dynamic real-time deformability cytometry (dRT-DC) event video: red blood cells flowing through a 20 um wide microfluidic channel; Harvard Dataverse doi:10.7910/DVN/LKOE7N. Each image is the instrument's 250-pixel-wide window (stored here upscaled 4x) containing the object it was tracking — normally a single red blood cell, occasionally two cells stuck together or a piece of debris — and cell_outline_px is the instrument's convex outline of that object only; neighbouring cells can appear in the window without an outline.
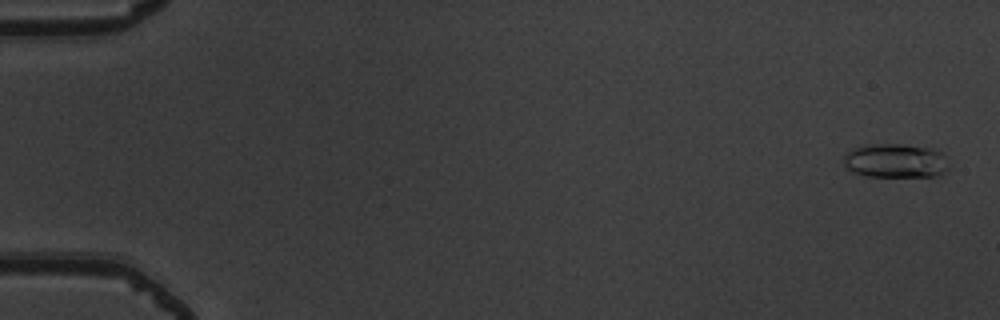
{"species": "common noctule bat (a hibernating species)", "species_latin": "Nyctalus noctula", "temperature_condition": "warm", "stored_images_in_passage": 54, "camera_frame_rate_fps": 3000, "um_per_image_px": 0.085, "animal": {"sex": "male", "body_mass_g": 19.5, "forearm_length_mm": 54.6}, "frame": {"image": 1, "passage_image": 2, "time_ms": 0.333, "image_size_px": [1000, 320], "cell_outline_px": [[948, 172], [936, 176], [868, 176], [852, 172], [844, 164], [844, 156], [852, 148], [864, 144], [900, 144], [936, 148], [944, 152], [948, 168]], "centroid_in_image_um": [76.16, 13.65], "position_along_channel_um": 8.8, "area_um2": 21.21}}
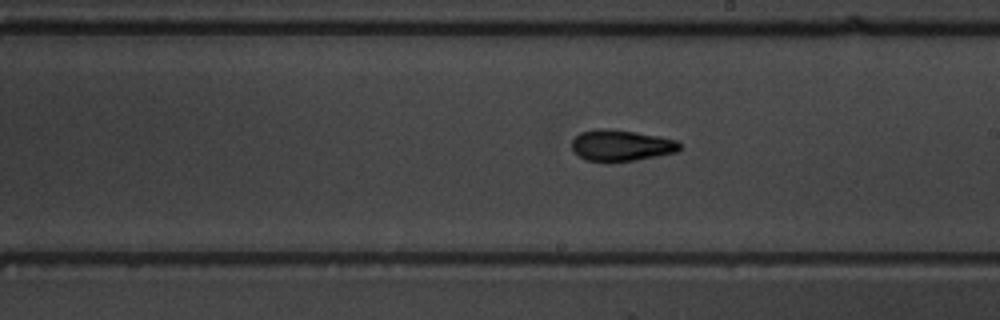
{"frame": {"image": 2, "passage_image": 32, "time_ms": 10.333, "image_size_px": [1000, 320], "cell_outline_px": [[680, 148], [676, 152], [636, 160], [584, 160], [572, 148], [572, 140], [580, 132], [596, 128], [604, 128], [636, 132], [660, 136], [676, 140], [680, 144]], "centroid_in_image_um": [52.8, 12.33], "position_along_channel_um": 236.2, "area_um2": 19.25}}
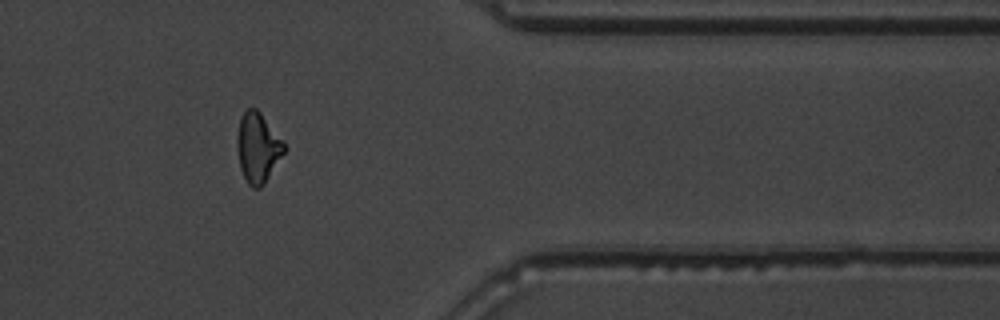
{"frame": {"image": 3, "passage_image": 45, "time_ms": 14.667, "image_size_px": [1000, 320], "cell_outline_px": [[288, 148], [264, 184], [260, 188], [252, 188], [248, 184], [240, 168], [236, 144], [236, 136], [240, 116], [248, 108], [256, 108], [260, 112], [284, 140]], "centroid_in_image_um": [21.93, 12.54], "position_along_channel_um": 389.5, "area_um2": 19.54}, "authors_computed_cell_mechanics": {"area_um2": 18.7561, "velocity_mm_per_s": 3.8707, "shape_relaxation_time_tau1_ms": 5.635, "shape_relaxation_time_tau2_ms": 2.9686, "deformation_change_tau1": 0.195, "deformation_change_tau2": 0.1202}}